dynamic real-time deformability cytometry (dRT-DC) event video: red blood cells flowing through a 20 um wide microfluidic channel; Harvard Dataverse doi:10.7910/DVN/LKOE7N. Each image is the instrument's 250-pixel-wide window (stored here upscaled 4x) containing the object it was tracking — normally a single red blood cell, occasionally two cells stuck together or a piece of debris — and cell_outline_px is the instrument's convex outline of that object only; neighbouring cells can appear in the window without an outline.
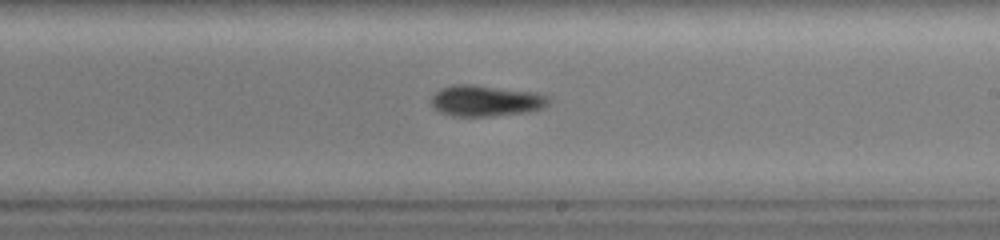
{"species": "common noctule bat (a hibernating species)", "species_latin": "Nyctalus noctula", "temperature_condition": "warm", "stored_images_in_passage": 31, "camera_frame_rate_fps": 3000, "um_per_image_px": 0.085, "animal": {"sex": "female", "body_mass_g": 19.0, "forearm_length_mm": 51.5}, "frame": {"image": 1, "passage_image": 13, "time_ms": 4.0, "image_size_px": [1000, 240], "cell_outline_px": [[552, 100], [544, 108], [532, 112], [492, 116], [452, 116], [440, 112], [432, 108], [432, 96], [440, 88], [456, 84], [472, 84], [536, 92], [548, 96]], "centroid_in_image_um": [41.34, 8.57], "position_along_channel_um": 247.7, "area_um2": 21.62}}
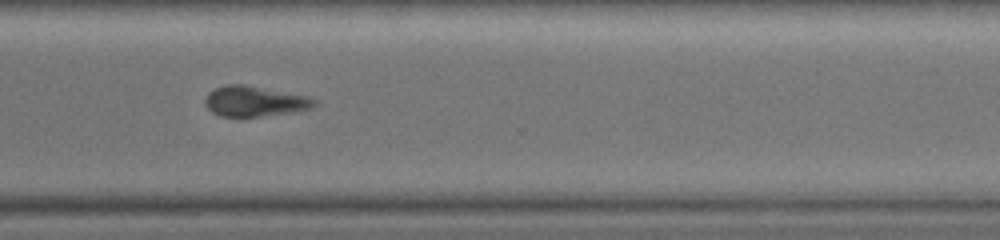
{"frame": {"image": 2, "passage_image": 20, "time_ms": 6.333, "image_size_px": [1000, 240], "cell_outline_px": [[316, 104], [312, 108], [292, 112], [260, 116], [220, 116], [212, 112], [204, 104], [204, 100], [208, 92], [216, 88], [228, 84], [244, 84], [308, 96], [316, 100]], "centroid_in_image_um": [21.63, 8.6], "position_along_channel_um": 349.0, "area_um2": 19.25}}
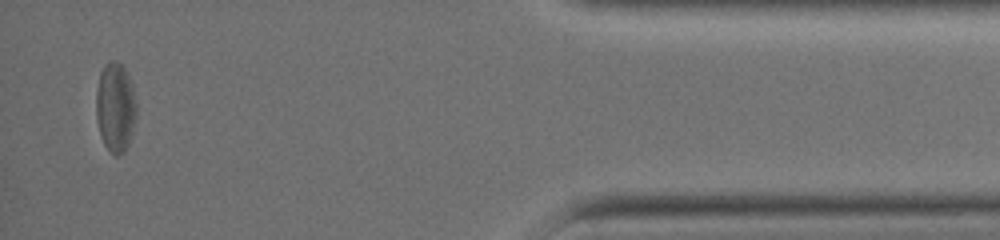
{"frame": {"image": 3, "passage_image": 29, "time_ms": 9.333, "image_size_px": [1000, 240], "cell_outline_px": [[136, 116], [132, 132], [128, 144], [124, 152], [120, 156], [116, 156], [104, 144], [100, 132], [96, 116], [96, 88], [100, 72], [104, 64], [108, 60], [116, 60], [128, 72], [132, 84], [136, 104]], "centroid_in_image_um": [9.81, 9.07], "position_along_channel_um": 425.4, "area_um2": 21.15}}